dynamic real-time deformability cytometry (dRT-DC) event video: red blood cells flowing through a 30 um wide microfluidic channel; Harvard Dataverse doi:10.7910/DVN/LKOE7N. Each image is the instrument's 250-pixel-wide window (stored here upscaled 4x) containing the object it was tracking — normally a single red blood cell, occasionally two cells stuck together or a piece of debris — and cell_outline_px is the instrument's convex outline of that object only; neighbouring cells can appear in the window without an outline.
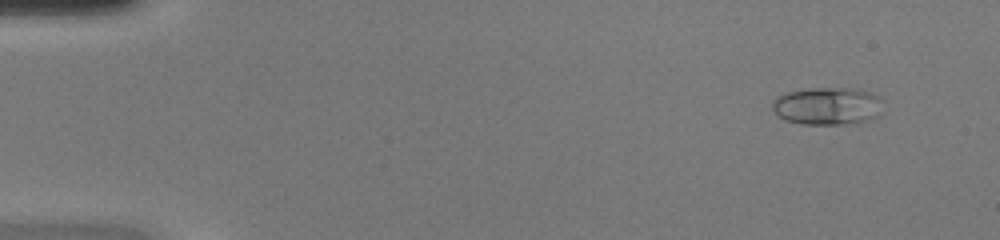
{"species": "common noctule bat (a hibernating species)", "species_latin": "Nyctalus noctula", "temperature_condition": "warm", "stored_images_in_passage": 48, "camera_frame_rate_fps": 3000, "um_per_image_px": 0.085, "animal": {"sex": "female", "body_mass_g": 20.0, "forearm_length_mm": 54.0}, "frame": {"image": 1, "passage_image": 4, "time_ms": 1.0, "image_size_px": [1000, 240], "cell_outline_px": [[884, 100], [880, 116], [864, 120], [840, 124], [804, 124], [784, 120], [776, 116], [772, 108], [772, 100], [776, 96], [784, 92], [808, 88], [860, 88], [880, 96]], "centroid_in_image_um": [70.32, 8.99], "position_along_channel_um": 14.7, "area_um2": 24.8}}
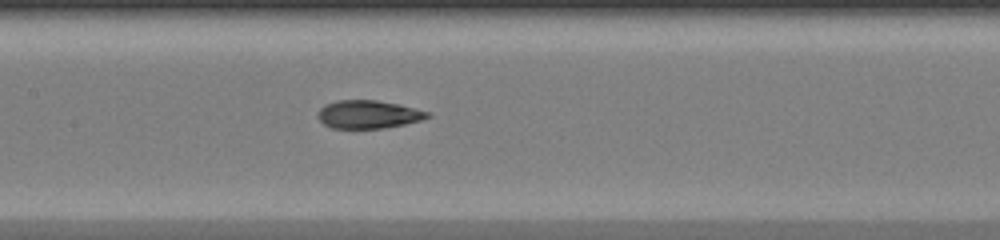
{"frame": {"image": 2, "passage_image": 24, "time_ms": 7.667, "image_size_px": [1000, 240], "cell_outline_px": [[432, 116], [420, 120], [404, 124], [384, 128], [332, 128], [324, 124], [320, 120], [320, 108], [324, 104], [336, 100], [376, 100], [400, 104], [428, 112]], "centroid_in_image_um": [31.31, 9.71], "position_along_channel_um": 176.1, "area_um2": 17.8}}
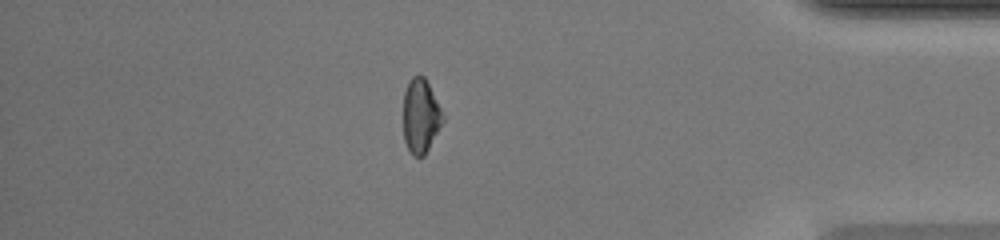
{"frame": {"image": 3, "passage_image": 42, "time_ms": 13.667, "image_size_px": [1000, 240], "cell_outline_px": [[444, 120], [424, 156], [412, 156], [404, 140], [404, 92], [412, 76], [424, 76], [444, 116]], "centroid_in_image_um": [35.75, 9.88], "position_along_channel_um": 399.5, "area_um2": 16.7}, "authors_computed_cell_mechanics": {"area_um2": 18.3515, "velocity_mm_per_s": 4.2843, "shape_relaxation_time_tau1_ms": null, "shape_relaxation_time_tau2_ms": 1.6007, "deformation_change_tau1": null, "deformation_change_tau2": 0.0762}}